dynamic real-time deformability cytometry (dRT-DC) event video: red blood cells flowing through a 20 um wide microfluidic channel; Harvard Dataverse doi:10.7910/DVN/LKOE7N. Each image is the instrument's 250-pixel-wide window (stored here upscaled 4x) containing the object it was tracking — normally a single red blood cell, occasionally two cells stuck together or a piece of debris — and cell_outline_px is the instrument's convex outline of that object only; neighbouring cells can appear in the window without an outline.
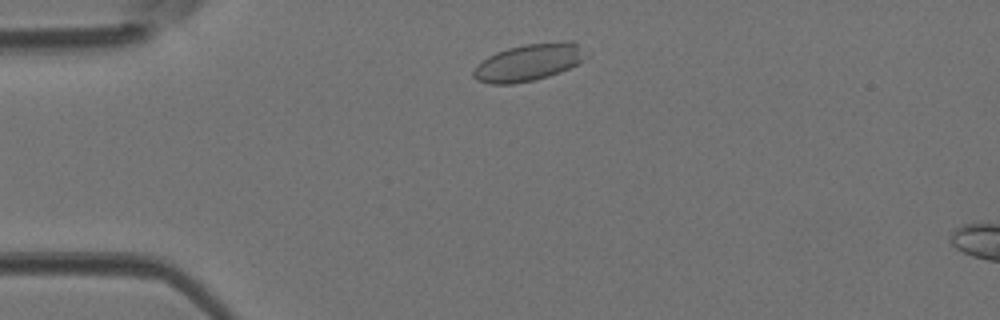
{"species": "Egyptian fruit bat (a non-hibernating species)", "species_latin": "Rousettus aegyptiacus", "temperature_condition": "room temperature", "stored_images_in_passage": 8, "camera_frame_rate_fps": 3000, "um_per_image_px": 0.085, "animal": {"sex": "female"}, "frame": {"image": 1, "passage_image": 4, "time_ms": 1.0, "image_size_px": [1000, 320], "cell_outline_px": [[580, 64], [560, 72], [548, 76], [532, 80], [512, 84], [488, 84], [476, 80], [472, 76], [472, 72], [488, 56], [496, 52], [508, 48], [524, 44], [564, 40], [576, 40], [580, 60]], "centroid_in_image_um": [44.86, 5.31], "position_along_channel_um": 40.1, "area_um2": 23.81}}